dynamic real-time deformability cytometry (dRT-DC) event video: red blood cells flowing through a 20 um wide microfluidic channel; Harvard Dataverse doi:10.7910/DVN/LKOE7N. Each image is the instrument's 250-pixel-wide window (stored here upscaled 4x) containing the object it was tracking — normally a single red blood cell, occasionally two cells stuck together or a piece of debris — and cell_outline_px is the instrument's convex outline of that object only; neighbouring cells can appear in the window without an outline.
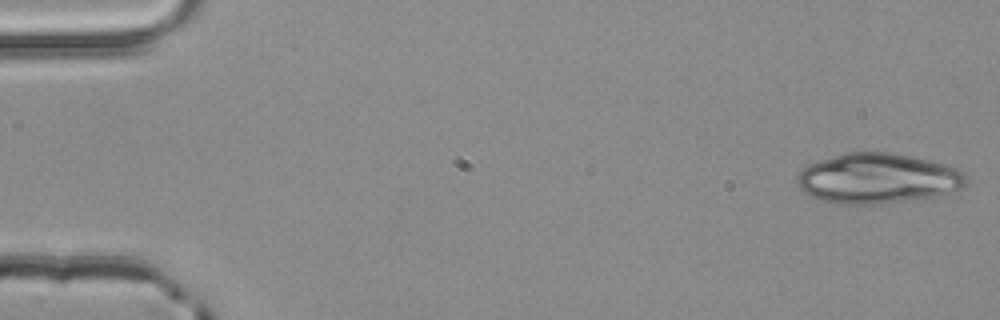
{"species": "common noctule bat (a hibernating species)", "species_latin": "Nyctalus noctula", "temperature_condition": "room temperature", "stored_images_in_passage": 19, "camera_frame_rate_fps": 3000, "um_per_image_px": 0.085, "animal": {"sex": "male", "body_mass_g": 20.4}, "frame": {"image": 1, "passage_image": 1, "time_ms": 0.0, "image_size_px": [1000, 320], "cell_outline_px": [[968, 184], [964, 188], [932, 196], [884, 204], [836, 204], [820, 200], [804, 192], [796, 184], [796, 176], [808, 164], [844, 152], [888, 152], [912, 156], [928, 160], [956, 168], [964, 172], [968, 176]], "centroid_in_image_um": [74.59, 15.17], "position_along_channel_um": 10.4, "area_um2": 49.59}}